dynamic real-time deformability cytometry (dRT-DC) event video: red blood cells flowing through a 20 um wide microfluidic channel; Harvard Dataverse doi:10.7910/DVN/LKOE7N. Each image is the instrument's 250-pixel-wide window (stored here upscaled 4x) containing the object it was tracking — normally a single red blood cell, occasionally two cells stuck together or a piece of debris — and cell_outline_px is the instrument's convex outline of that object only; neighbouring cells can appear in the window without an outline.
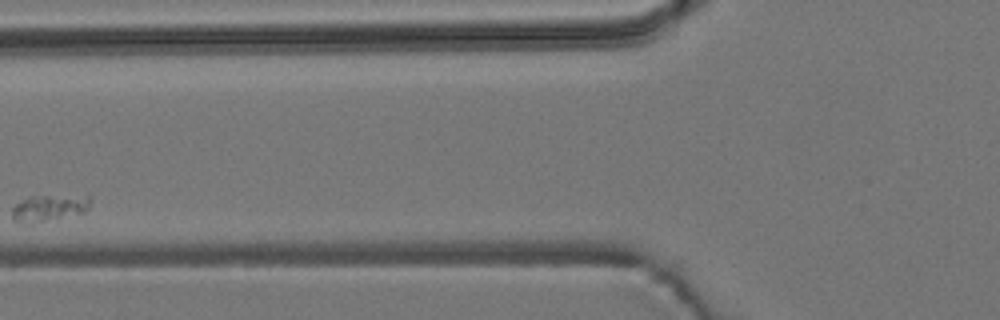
{"species": "common noctule bat (a hibernating species)", "species_latin": "Nyctalus noctula", "temperature_condition": "room temperature", "stored_images_in_passage": 3, "camera_frame_rate_fps": 3000, "um_per_image_px": 0.085, "animal": {"sex": "male", "body_mass_g": 19.2, "forearm_length_mm": 51.8}, "frame": {"image": 1, "passage_image": 3, "time_ms": 2.333, "image_size_px": [1000, 320], "cell_outline_px": [[92, 200], [88, 208], [84, 212], [44, 220], [20, 224], [16, 224], [12, 220], [12, 208], [16, 204], [28, 196], [88, 196]], "centroid_in_image_um": [4.11, 17.67], "position_along_channel_um": 121.7, "area_um2": 11.79}}